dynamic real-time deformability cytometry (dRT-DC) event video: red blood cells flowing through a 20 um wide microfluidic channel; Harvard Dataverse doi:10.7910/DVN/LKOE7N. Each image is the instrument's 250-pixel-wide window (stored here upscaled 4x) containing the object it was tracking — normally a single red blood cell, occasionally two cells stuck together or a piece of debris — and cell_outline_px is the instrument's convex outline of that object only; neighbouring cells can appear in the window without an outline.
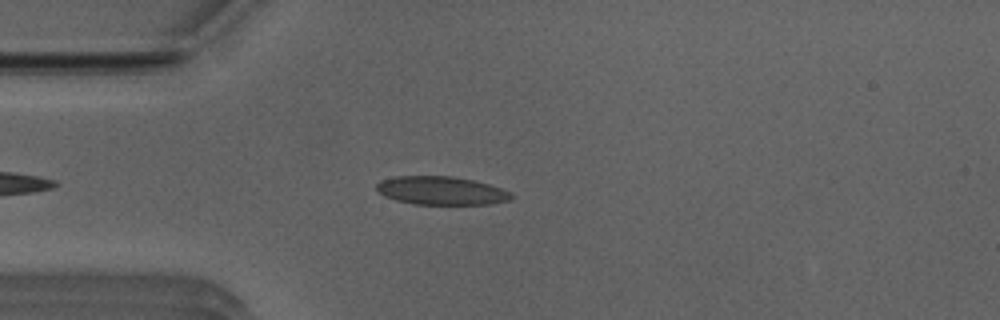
{"species": "Egyptian fruit bat (a non-hibernating species)", "species_latin": "Rousettus aegyptiacus", "temperature_condition": "room temperature", "stored_images_in_passage": 36, "camera_frame_rate_fps": 3000, "um_per_image_px": 0.085, "animal": {"sex": "male"}, "frame": {"image": 1, "passage_image": 8, "time_ms": 2.333, "image_size_px": [1000, 320], "cell_outline_px": [[512, 200], [492, 204], [412, 204], [396, 200], [384, 196], [376, 188], [376, 184], [380, 180], [396, 176], [452, 176], [476, 180], [512, 192]], "centroid_in_image_um": [37.52, 16.2], "position_along_channel_um": 47.5, "area_um2": 22.43}}
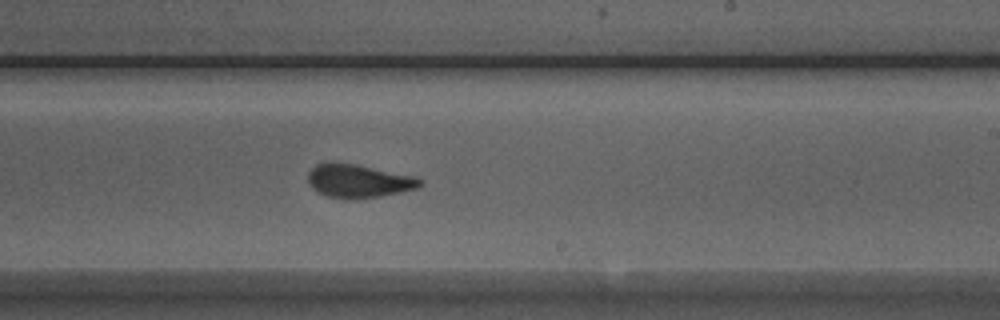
{"frame": {"image": 2, "passage_image": 25, "time_ms": 8.0, "image_size_px": [1000, 320], "cell_outline_px": [[424, 184], [416, 188], [400, 192], [380, 196], [356, 200], [344, 200], [328, 196], [316, 192], [308, 184], [308, 172], [316, 164], [328, 160], [332, 160], [356, 164], [416, 176], [424, 180]], "centroid_in_image_um": [30.44, 15.37], "position_along_channel_um": 258.6, "area_um2": 22.54}}
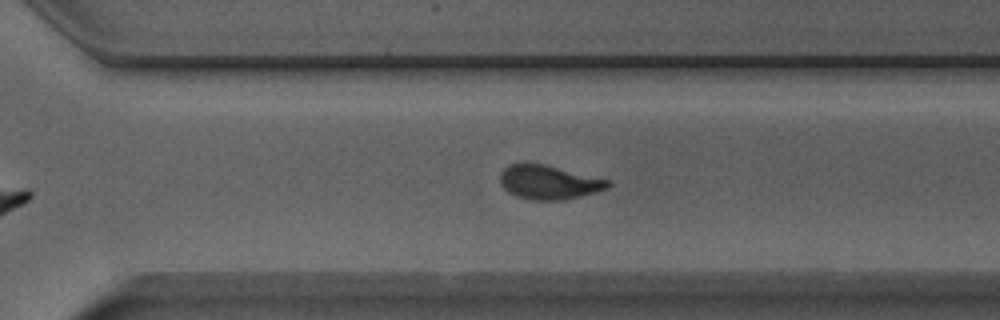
{"frame": {"image": 3, "passage_image": 30, "time_ms": 9.667, "image_size_px": [1000, 320], "cell_outline_px": [[612, 184], [608, 188], [596, 192], [564, 200], [532, 200], [516, 196], [508, 192], [500, 184], [500, 172], [508, 164], [524, 160], [544, 164], [612, 180]], "centroid_in_image_um": [46.63, 15.46], "position_along_channel_um": 324.0, "area_um2": 22.02}, "authors_computed_cell_mechanics": {"area_um2": 22.253, "velocity_mm_per_s": 3.9328, "shape_relaxation_time_tau1_ms": 6.2184, "shape_relaxation_time_tau2_ms": 1.0581, "deformation_change_tau1": 0.1901, "deformation_change_tau2": 0.0644}}